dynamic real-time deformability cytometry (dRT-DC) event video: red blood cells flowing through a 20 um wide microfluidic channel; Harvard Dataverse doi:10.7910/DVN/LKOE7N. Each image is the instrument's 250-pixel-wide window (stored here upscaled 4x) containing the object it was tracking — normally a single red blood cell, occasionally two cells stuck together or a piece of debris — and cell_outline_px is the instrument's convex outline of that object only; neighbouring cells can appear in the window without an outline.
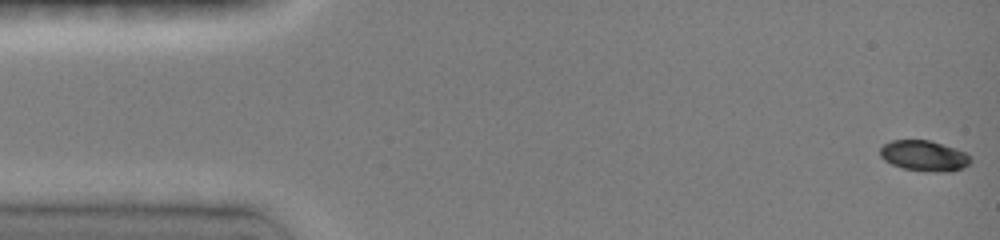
{"species": "common noctule bat (a hibernating species)", "species_latin": "Nyctalus noctula", "temperature_condition": "room temperature", "stored_images_in_passage": 48, "camera_frame_rate_fps": 3000, "um_per_image_px": 0.085, "animal": {"sex": "female", "body_mass_g": 19.0, "forearm_length_mm": 51.5}, "frame": {"image": 1, "passage_image": 1, "time_ms": 0.0, "image_size_px": [1000, 240], "cell_outline_px": [[972, 160], [968, 164], [952, 172], [936, 172], [904, 168], [892, 164], [884, 160], [880, 156], [880, 148], [884, 144], [892, 140], [928, 140], [956, 148], [972, 156]], "centroid_in_image_um": [78.56, 13.24], "position_along_channel_um": 6.4, "area_um2": 16.07}}
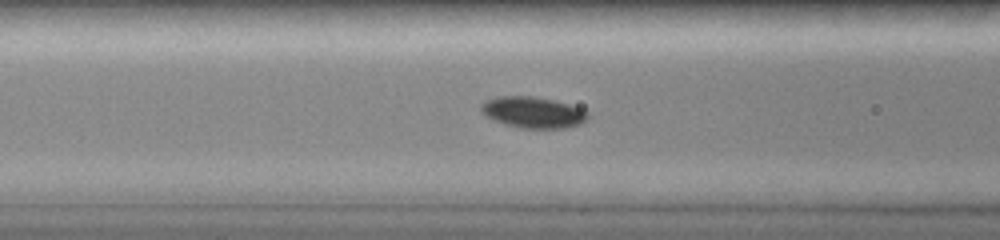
{"frame": {"image": 2, "passage_image": 19, "time_ms": 6.0, "image_size_px": [1000, 240], "cell_outline_px": [[588, 120], [580, 124], [568, 128], [520, 128], [504, 124], [484, 116], [480, 112], [480, 104], [488, 100], [500, 96], [532, 96], [552, 100], [568, 104], [580, 108], [588, 112]], "centroid_in_image_um": [45.29, 9.56], "position_along_channel_um": 121.3, "area_um2": 19.48}}
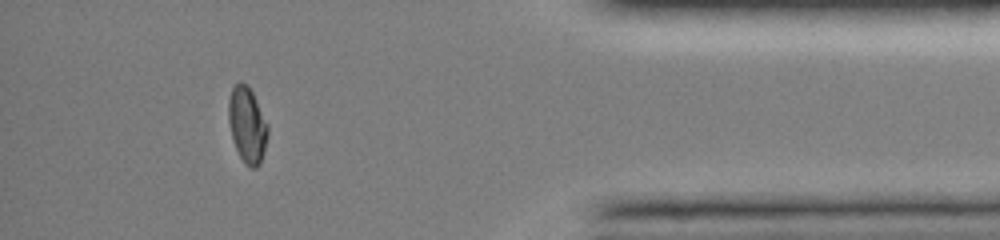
{"frame": {"image": 3, "passage_image": 43, "time_ms": 14.0, "image_size_px": [1000, 240], "cell_outline_px": [[268, 136], [264, 152], [260, 164], [256, 168], [252, 168], [244, 164], [232, 140], [228, 120], [228, 100], [232, 88], [240, 80], [248, 84], [268, 124]], "centroid_in_image_um": [21.01, 10.61], "position_along_channel_um": 414.2, "area_um2": 17.57}, "authors_computed_cell_mechanics": {"area_um2": 17.7735, "velocity_mm_per_s": 4.0177, "shape_relaxation_time_tau1_ms": 4.9885, "shape_relaxation_time_tau2_ms": 2.4972, "deformation_change_tau1": 0.1666, "deformation_change_tau2": 0.0328}}